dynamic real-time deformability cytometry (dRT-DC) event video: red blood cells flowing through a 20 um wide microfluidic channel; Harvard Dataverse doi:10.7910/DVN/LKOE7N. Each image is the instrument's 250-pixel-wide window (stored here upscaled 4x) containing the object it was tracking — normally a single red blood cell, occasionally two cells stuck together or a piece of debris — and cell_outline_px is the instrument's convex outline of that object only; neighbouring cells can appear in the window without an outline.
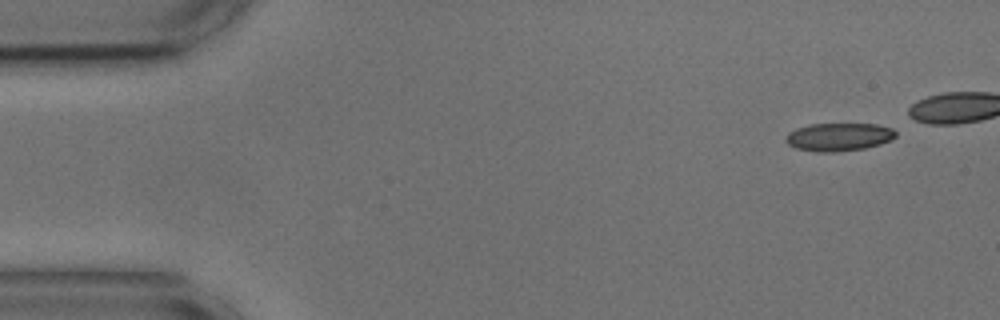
{"species": "common noctule bat (a hibernating species)", "species_latin": "Nyctalus noctula", "temperature_condition": "cold", "stored_images_in_passage": 41, "camera_frame_rate_fps": 3000, "um_per_image_px": 0.085, "animal": {"sex": "male", "body_mass_g": 17.9, "forearm_length_mm": 54.2}, "frame": {"image": 1, "passage_image": 1, "time_ms": 0.0, "image_size_px": [1000, 320], "cell_outline_px": [[896, 136], [880, 144], [864, 148], [832, 152], [820, 152], [796, 148], [788, 144], [784, 140], [784, 136], [788, 132], [796, 128], [808, 124], [876, 124], [892, 128], [896, 132]], "centroid_in_image_um": [71.24, 11.63], "position_along_channel_um": 13.8, "area_um2": 17.92}}